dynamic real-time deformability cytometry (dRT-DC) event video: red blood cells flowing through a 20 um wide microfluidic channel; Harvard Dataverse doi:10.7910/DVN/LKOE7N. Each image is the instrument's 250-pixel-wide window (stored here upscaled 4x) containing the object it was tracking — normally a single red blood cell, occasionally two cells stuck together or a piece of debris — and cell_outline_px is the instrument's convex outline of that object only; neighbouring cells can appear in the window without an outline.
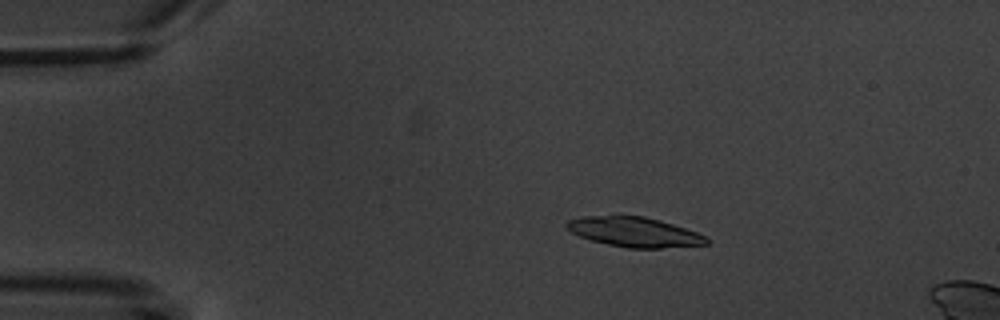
{"species": "common noctule bat (a hibernating species)", "species_latin": "Nyctalus noctula", "temperature_condition": "warm", "stored_images_in_passage": 5, "camera_frame_rate_fps": 3000, "um_per_image_px": 0.085, "animal": {"sex": "male", "body_mass_g": 20.1, "forearm_length_mm": 53.5}, "frame": {"image": 1, "passage_image": 3, "time_ms": 2.333, "image_size_px": [1000, 320], "cell_outline_px": [[712, 240], [708, 244], [660, 248], [628, 248], [588, 240], [572, 232], [564, 224], [568, 220], [584, 216], [644, 216], [660, 220], [708, 236]], "centroid_in_image_um": [53.95, 19.73], "position_along_channel_um": 31.1, "area_um2": 24.22}}